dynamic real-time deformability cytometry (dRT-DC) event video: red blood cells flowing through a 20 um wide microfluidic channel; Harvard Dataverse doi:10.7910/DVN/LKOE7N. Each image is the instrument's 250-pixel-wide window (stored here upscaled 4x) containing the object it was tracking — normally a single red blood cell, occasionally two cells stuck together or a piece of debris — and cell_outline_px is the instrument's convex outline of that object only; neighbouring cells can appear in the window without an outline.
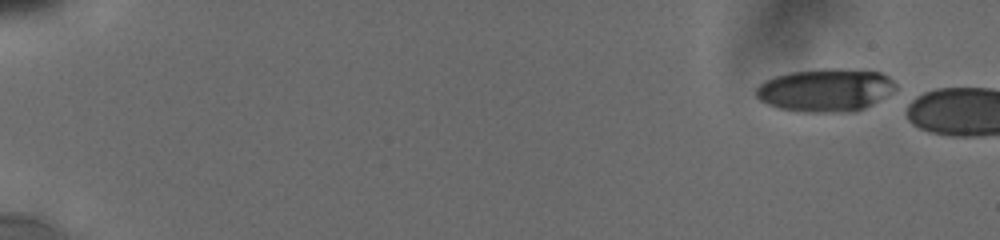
{"species": "human", "species_latin": "Homo sapiens", "temperature_condition": "cold", "stored_images_in_passage": 5, "camera_frame_rate_fps": 3000, "um_per_image_px": 0.085, "donor": {"sex": "male"}, "frame": {"image": 1, "passage_image": 1, "time_ms": 0.0, "image_size_px": [1000, 240], "cell_outline_px": [[896, 88], [872, 104], [856, 112], [804, 112], [780, 108], [768, 104], [760, 100], [756, 96], [756, 88], [764, 80], [788, 72], [828, 68], [840, 68], [880, 72], [888, 76], [896, 84]], "centroid_in_image_um": [70.15, 7.65], "position_along_channel_um": 14.8, "area_um2": 34.91}}